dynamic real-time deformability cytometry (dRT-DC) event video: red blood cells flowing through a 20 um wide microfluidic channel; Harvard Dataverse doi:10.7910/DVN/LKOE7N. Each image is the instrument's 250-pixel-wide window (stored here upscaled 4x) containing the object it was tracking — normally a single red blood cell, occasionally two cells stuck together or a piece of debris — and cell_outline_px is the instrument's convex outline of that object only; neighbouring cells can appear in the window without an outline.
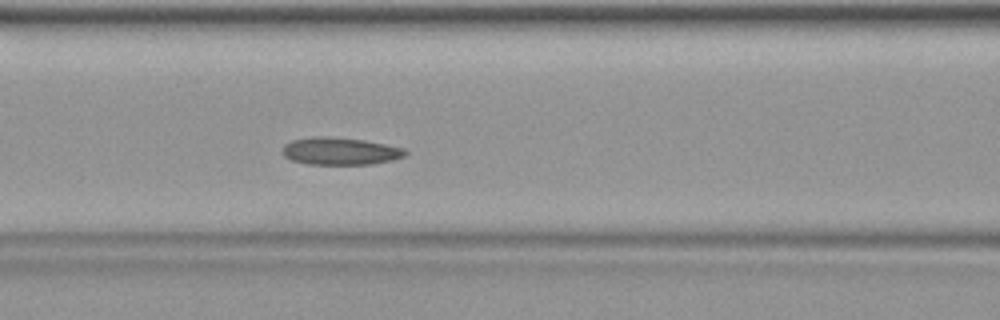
{"species": "common noctule bat (a hibernating species)", "species_latin": "Nyctalus noctula", "temperature_condition": "warm", "stored_images_in_passage": 31, "camera_frame_rate_fps": 3000, "um_per_image_px": 0.085, "animal": {"sex": "female", "body_mass_g": 19.9}, "frame": {"image": 1, "passage_image": 14, "time_ms": 4.333, "image_size_px": [1000, 320], "cell_outline_px": [[408, 152], [404, 156], [392, 160], [372, 164], [308, 164], [292, 160], [284, 156], [280, 152], [284, 144], [292, 140], [312, 136], [332, 136], [364, 140], [404, 148]], "centroid_in_image_um": [28.87, 12.84], "position_along_channel_um": 137.7, "area_um2": 19.77}}